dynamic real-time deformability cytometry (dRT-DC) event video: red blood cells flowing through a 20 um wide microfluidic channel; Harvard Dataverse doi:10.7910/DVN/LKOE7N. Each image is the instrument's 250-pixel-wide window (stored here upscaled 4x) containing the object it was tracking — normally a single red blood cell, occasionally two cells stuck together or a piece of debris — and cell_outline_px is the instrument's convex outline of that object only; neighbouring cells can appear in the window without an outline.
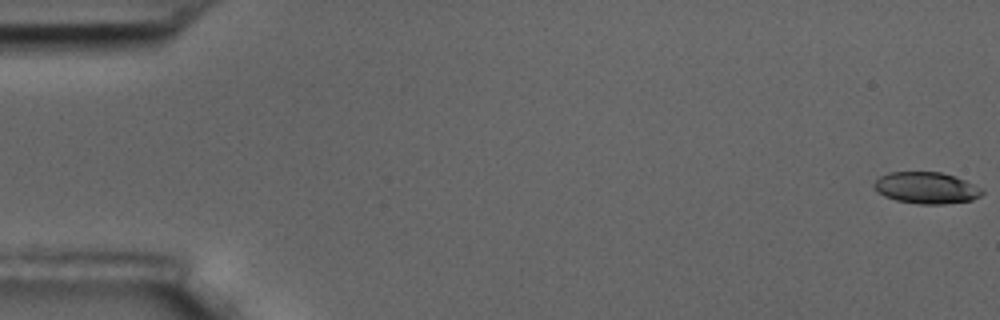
{"species": "common noctule bat (a hibernating species)", "species_latin": "Nyctalus noctula", "temperature_condition": "room temperature", "stored_images_in_passage": 55, "camera_frame_rate_fps": 3000, "um_per_image_px": 0.085, "animal": {"sex": "male", "body_mass_g": 17.5, "forearm_length_mm": 52.3}, "frame": {"image": 1, "passage_image": 1, "time_ms": 0.0, "image_size_px": [1000, 320], "cell_outline_px": [[984, 192], [980, 196], [972, 200], [944, 204], [920, 204], [896, 200], [884, 196], [876, 192], [872, 184], [880, 176], [888, 172], [940, 172], [956, 176], [984, 188]], "centroid_in_image_um": [78.75, 15.96], "position_along_channel_um": 6.3, "area_um2": 20.11}}
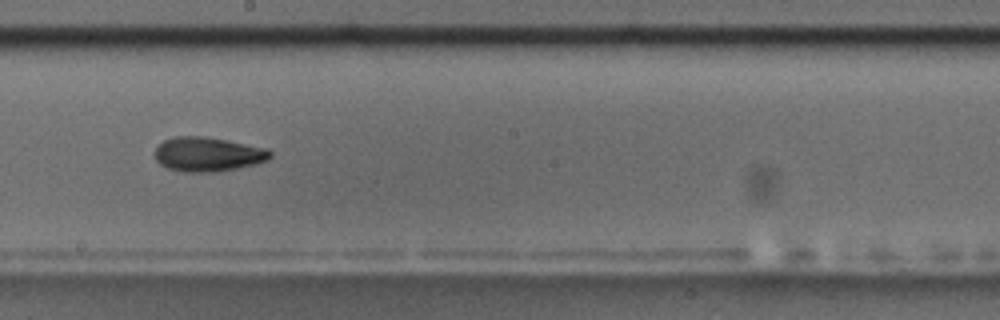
{"frame": {"image": 2, "passage_image": 33, "time_ms": 10.667, "image_size_px": [1000, 320], "cell_outline_px": [[272, 156], [268, 160], [256, 164], [216, 172], [184, 172], [168, 168], [160, 164], [156, 160], [156, 144], [172, 136], [200, 136], [224, 140], [268, 148], [272, 152]], "centroid_in_image_um": [17.66, 13.11], "position_along_channel_um": 230.5, "area_um2": 23.12}}
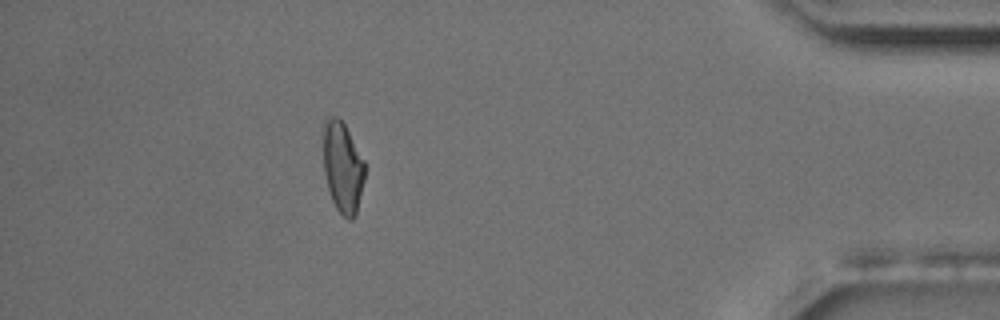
{"frame": {"image": 3, "passage_image": 52, "time_ms": 17.0, "image_size_px": [1000, 320], "cell_outline_px": [[364, 180], [356, 216], [352, 220], [348, 220], [336, 208], [332, 200], [328, 188], [324, 172], [324, 120], [328, 116], [336, 116], [344, 124], [364, 160]], "centroid_in_image_um": [29.13, 14.24], "position_along_channel_um": 406.1, "area_um2": 21.79}}